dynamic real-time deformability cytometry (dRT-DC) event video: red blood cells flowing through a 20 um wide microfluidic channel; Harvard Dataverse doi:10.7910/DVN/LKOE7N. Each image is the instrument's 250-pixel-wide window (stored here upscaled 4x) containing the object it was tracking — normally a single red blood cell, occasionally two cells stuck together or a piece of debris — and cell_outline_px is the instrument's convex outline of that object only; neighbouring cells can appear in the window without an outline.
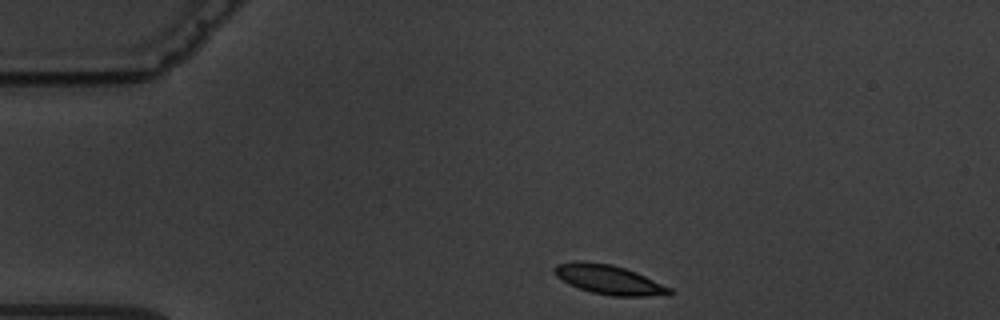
{"species": "common noctule bat (a hibernating species)", "species_latin": "Nyctalus noctula", "temperature_condition": "warm", "stored_images_in_passage": 3, "camera_frame_rate_fps": 3000, "um_per_image_px": 0.085, "animal": {"sex": "male", "body_mass_g": 19.5, "forearm_length_mm": 54.6}, "frame": {"image": 1, "passage_image": 1, "time_ms": 0.0, "image_size_px": [1000, 320], "cell_outline_px": [[676, 292], [672, 296], [612, 296], [592, 292], [568, 284], [556, 276], [552, 272], [552, 268], [556, 264], [576, 260], [612, 264], [636, 272], [672, 288]], "centroid_in_image_um": [51.79, 23.77], "position_along_channel_um": 33.2, "area_um2": 20.06}}
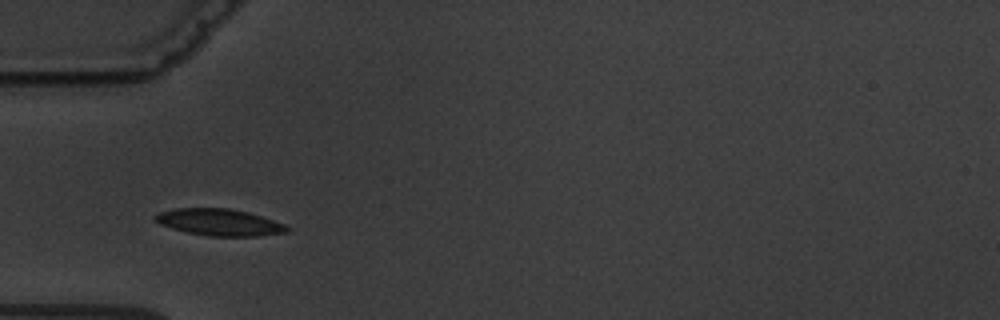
{"frame": {"image": 2, "passage_image": 3, "time_ms": 2.333, "image_size_px": [1000, 320], "cell_outline_px": [[292, 228], [288, 232], [260, 236], [208, 236], [188, 232], [172, 228], [160, 224], [152, 220], [152, 216], [160, 212], [176, 208], [228, 208], [248, 212], [284, 224]], "centroid_in_image_um": [18.64, 18.89], "position_along_channel_um": 66.4, "area_um2": 20.58}}